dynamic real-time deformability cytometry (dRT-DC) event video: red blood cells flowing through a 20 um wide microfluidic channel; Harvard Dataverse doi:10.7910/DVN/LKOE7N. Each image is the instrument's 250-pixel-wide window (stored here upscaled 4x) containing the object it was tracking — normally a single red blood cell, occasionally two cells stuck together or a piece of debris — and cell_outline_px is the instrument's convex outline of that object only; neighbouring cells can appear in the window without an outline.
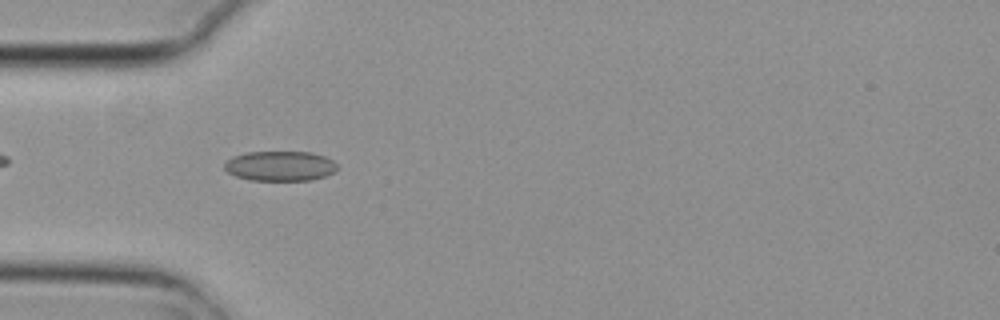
{"species": "common noctule bat (a hibernating species)", "species_latin": "Nyctalus noctula", "temperature_condition": "cold", "stored_images_in_passage": 2, "camera_frame_rate_fps": 3000, "um_per_image_px": 0.085, "animal": {"sex": "female", "body_mass_g": 29.2, "forearm_length_mm": 56.3}, "frame": {"image": 1, "passage_image": 2, "time_ms": 0.333, "image_size_px": [1000, 320], "cell_outline_px": [[336, 172], [312, 180], [252, 180], [236, 176], [228, 172], [224, 168], [224, 164], [232, 156], [248, 152], [312, 152], [324, 156], [332, 160], [336, 164]], "centroid_in_image_um": [23.81, 14.1], "position_along_channel_um": 61.2, "area_um2": 19.59}}